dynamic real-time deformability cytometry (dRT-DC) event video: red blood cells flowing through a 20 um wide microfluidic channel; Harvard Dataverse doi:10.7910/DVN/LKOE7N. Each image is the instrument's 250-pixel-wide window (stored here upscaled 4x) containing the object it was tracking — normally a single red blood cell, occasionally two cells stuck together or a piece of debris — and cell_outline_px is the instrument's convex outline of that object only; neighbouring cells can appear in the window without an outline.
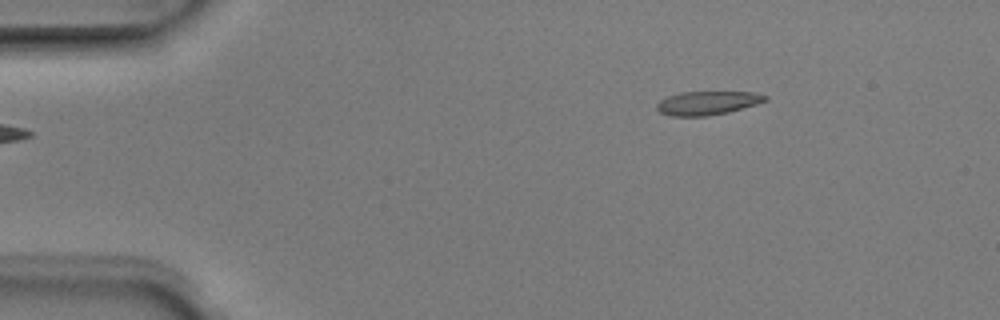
{"species": "Egyptian fruit bat (a non-hibernating species)", "species_latin": "Rousettus aegyptiacus", "temperature_condition": "room temperature", "stored_images_in_passage": 2, "camera_frame_rate_fps": 3000, "um_per_image_px": 0.085, "animal": {"sex": "male"}, "frame": {"image": 1, "passage_image": 1, "time_ms": 0.0, "image_size_px": [1000, 320], "cell_outline_px": [[768, 100], [756, 104], [728, 112], [708, 116], [668, 116], [660, 112], [656, 108], [656, 104], [660, 100], [668, 96], [680, 92], [752, 92], [768, 96]], "centroid_in_image_um": [60.1, 8.76], "position_along_channel_um": 24.9, "area_um2": 14.97}}